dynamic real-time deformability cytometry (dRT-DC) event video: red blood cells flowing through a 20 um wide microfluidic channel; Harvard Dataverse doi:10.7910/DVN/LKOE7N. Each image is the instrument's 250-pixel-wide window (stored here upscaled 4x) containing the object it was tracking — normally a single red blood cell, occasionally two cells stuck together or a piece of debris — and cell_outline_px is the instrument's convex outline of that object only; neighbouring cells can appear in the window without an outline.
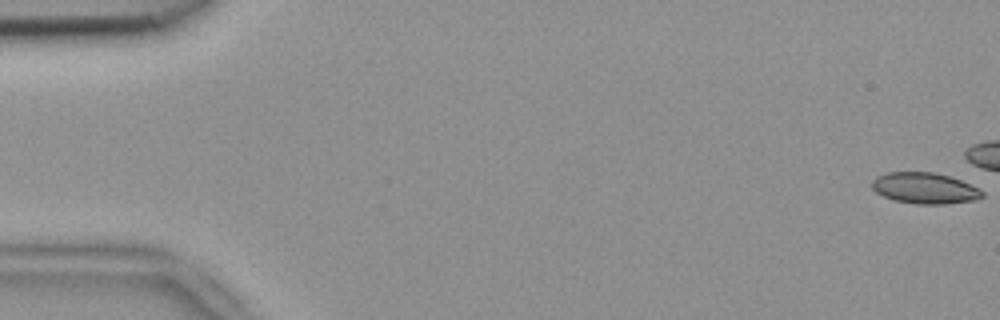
{"species": "common noctule bat (a hibernating species)", "species_latin": "Nyctalus noctula", "temperature_condition": "room temperature", "stored_images_in_passage": 43, "camera_frame_rate_fps": 3000, "um_per_image_px": 0.085, "animal": {"sex": "female", "body_mass_g": 18.4}, "frame": {"image": 1, "passage_image": 1, "time_ms": 0.0, "image_size_px": [1000, 320], "cell_outline_px": [[984, 196], [976, 200], [944, 204], [916, 204], [896, 200], [884, 196], [876, 192], [872, 188], [872, 180], [876, 176], [888, 172], [932, 172], [948, 176], [960, 180], [984, 192]], "centroid_in_image_um": [78.58, 16.0], "position_along_channel_um": 6.4, "area_um2": 19.77}}
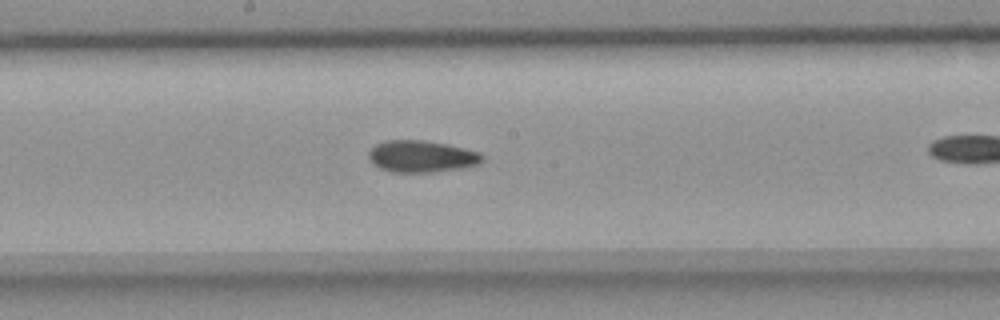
{"frame": {"image": 2, "passage_image": 29, "time_ms": 9.333, "image_size_px": [1000, 320], "cell_outline_px": [[484, 160], [476, 164], [460, 168], [432, 172], [392, 172], [380, 168], [372, 164], [368, 160], [368, 152], [376, 144], [388, 140], [420, 140], [448, 144], [480, 152], [484, 156]], "centroid_in_image_um": [35.81, 13.29], "position_along_channel_um": 212.4, "area_um2": 21.04}}
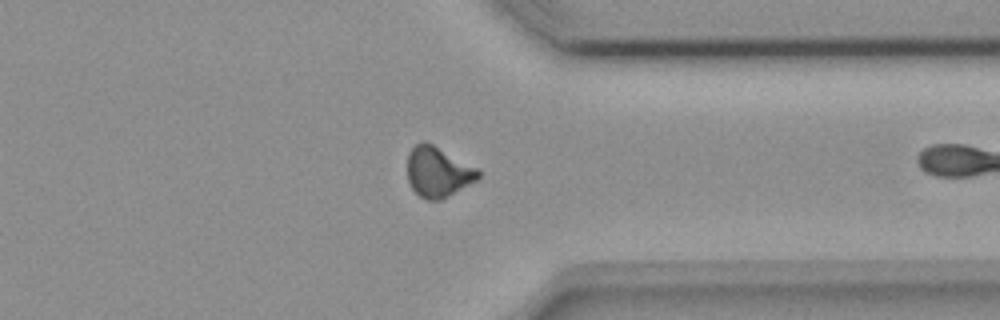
{"frame": {"image": 3, "passage_image": 42, "time_ms": 13.667, "image_size_px": [1000, 320], "cell_outline_px": [[480, 176], [476, 180], [448, 196], [440, 200], [428, 200], [420, 196], [412, 188], [408, 180], [408, 152], [416, 144], [424, 140], [480, 168]], "centroid_in_image_um": [37.24, 14.6], "position_along_channel_um": 374.2, "area_um2": 20.75}}